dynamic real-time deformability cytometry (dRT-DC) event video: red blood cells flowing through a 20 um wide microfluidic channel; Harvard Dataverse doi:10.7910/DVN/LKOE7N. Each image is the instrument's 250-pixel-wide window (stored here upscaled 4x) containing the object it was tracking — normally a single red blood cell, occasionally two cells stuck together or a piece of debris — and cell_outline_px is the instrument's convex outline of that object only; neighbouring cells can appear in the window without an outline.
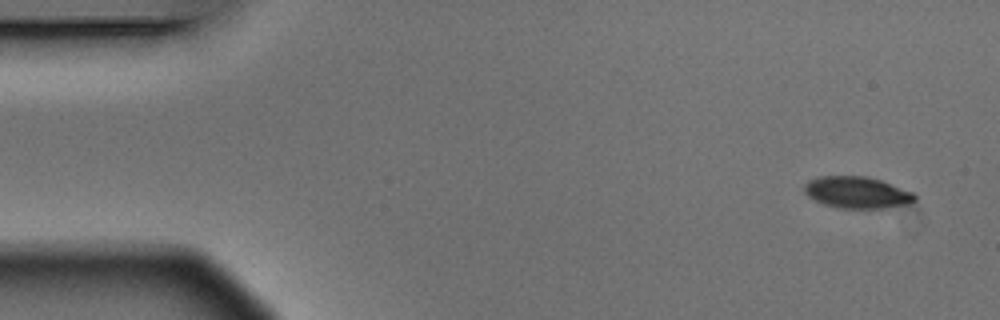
{"species": "Egyptian fruit bat (a non-hibernating species)", "species_latin": "Rousettus aegyptiacus", "temperature_condition": "warm", "stored_images_in_passage": 4, "camera_frame_rate_fps": 3000, "um_per_image_px": 0.085, "animal": {"sex": "male"}, "frame": {"image": 1, "passage_image": 1, "time_ms": 0.0, "image_size_px": [1000, 320], "cell_outline_px": [[916, 200], [912, 204], [884, 208], [836, 208], [824, 204], [808, 196], [804, 192], [804, 184], [808, 180], [820, 176], [864, 176], [880, 180], [912, 192], [916, 196]], "centroid_in_image_um": [72.84, 16.36], "position_along_channel_um": 12.2, "area_um2": 20.4}}